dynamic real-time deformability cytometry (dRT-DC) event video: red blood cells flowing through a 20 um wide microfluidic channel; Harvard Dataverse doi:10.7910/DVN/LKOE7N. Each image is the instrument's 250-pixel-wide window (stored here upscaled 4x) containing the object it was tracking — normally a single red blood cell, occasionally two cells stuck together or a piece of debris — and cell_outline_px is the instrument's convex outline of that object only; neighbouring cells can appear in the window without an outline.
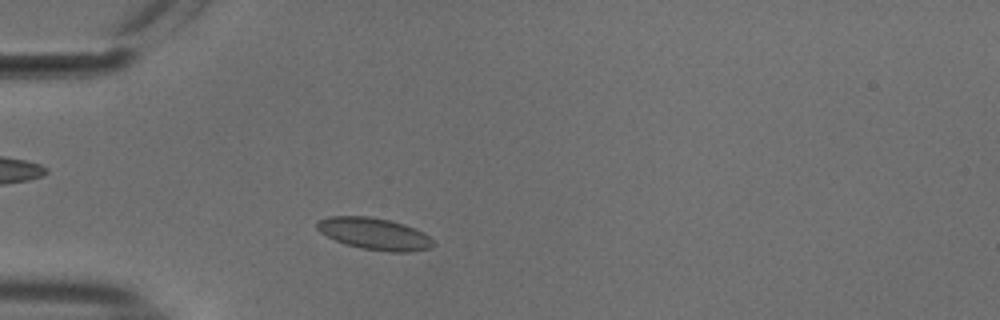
{"species": "common noctule bat (a hibernating species)", "species_latin": "Nyctalus noctula", "temperature_condition": "cold", "stored_images_in_passage": 42, "camera_frame_rate_fps": 3000, "um_per_image_px": 0.085, "animal": {"sex": "male", "body_mass_g": 18.8}, "frame": {"image": 1, "passage_image": 3, "time_ms": 0.667, "image_size_px": [1000, 320], "cell_outline_px": [[436, 244], [432, 248], [408, 252], [392, 252], [360, 248], [336, 240], [320, 232], [316, 228], [316, 224], [320, 220], [328, 216], [368, 216], [388, 220], [404, 224], [428, 236]], "centroid_in_image_um": [31.82, 19.87], "position_along_channel_um": 53.2, "area_um2": 21.27}}
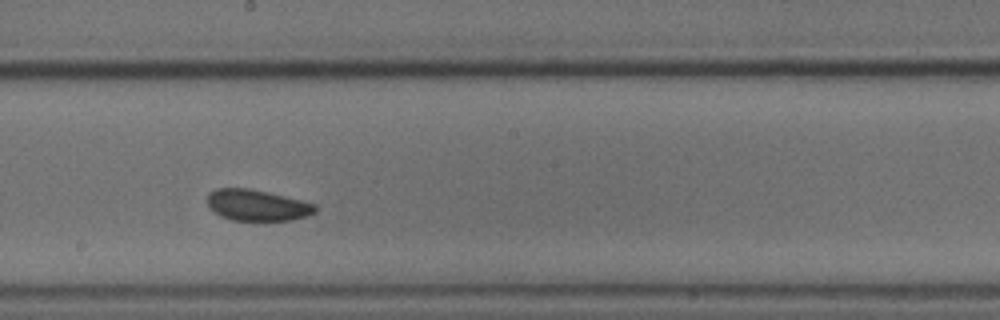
{"frame": {"image": 2, "passage_image": 18, "time_ms": 5.667, "image_size_px": [1000, 320], "cell_outline_px": [[316, 212], [308, 216], [292, 220], [232, 220], [220, 216], [212, 212], [208, 208], [208, 196], [216, 188], [252, 188], [316, 204]], "centroid_in_image_um": [21.85, 17.45], "position_along_channel_um": 226.4, "area_um2": 19.65}}
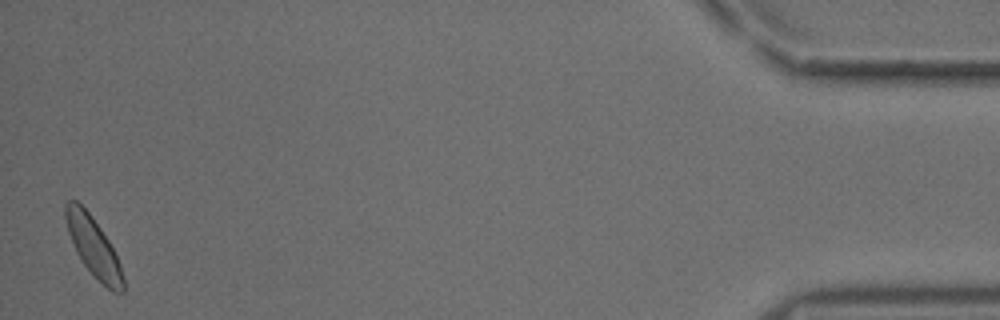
{"frame": {"image": 3, "passage_image": 41, "time_ms": 13.333, "image_size_px": [1000, 320], "cell_outline_px": [[124, 292], [112, 292], [80, 260], [76, 252], [68, 232], [64, 216], [64, 204], [68, 200], [76, 200], [88, 212], [100, 228], [108, 240], [120, 264], [124, 280]], "centroid_in_image_um": [7.92, 20.95], "position_along_channel_um": 427.3, "area_um2": 19.42}, "authors_computed_cell_mechanics": {"area_um2": 19.9699, "velocity_mm_per_s": 3.6982, "shape_relaxation_time_tau1_ms": null, "shape_relaxation_time_tau2_ms": 2.2675, "deformation_change_tau1": null, "deformation_change_tau2": 0.0634}}